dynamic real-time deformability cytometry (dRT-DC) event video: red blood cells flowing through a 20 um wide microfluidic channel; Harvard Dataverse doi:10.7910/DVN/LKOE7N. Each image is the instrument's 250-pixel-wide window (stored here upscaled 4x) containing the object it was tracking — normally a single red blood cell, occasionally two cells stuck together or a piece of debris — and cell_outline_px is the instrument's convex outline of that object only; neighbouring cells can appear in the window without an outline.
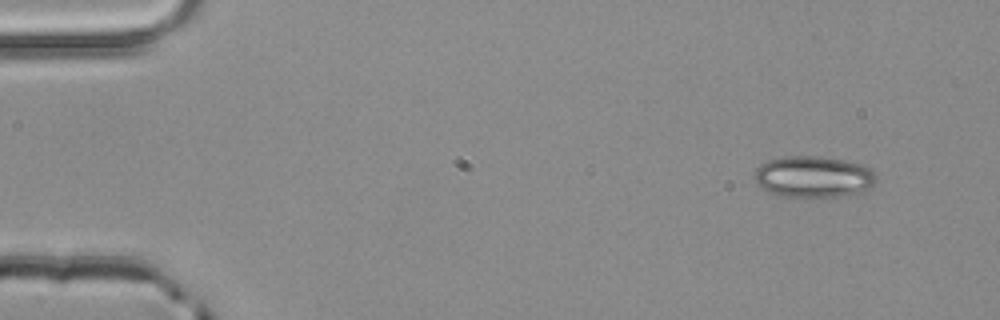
{"species": "common noctule bat (a hibernating species)", "species_latin": "Nyctalus noctula", "temperature_condition": "room temperature", "stored_images_in_passage": 3, "camera_frame_rate_fps": 3000, "um_per_image_px": 0.085, "animal": {"sex": "male", "body_mass_g": 20.4}, "frame": {"image": 1, "passage_image": 1, "time_ms": 0.0, "image_size_px": [1000, 320], "cell_outline_px": [[876, 180], [872, 188], [860, 192], [840, 196], [776, 196], [768, 192], [756, 184], [752, 176], [756, 168], [760, 164], [768, 160], [784, 156], [816, 156], [844, 160], [860, 164], [872, 168], [876, 176]], "centroid_in_image_um": [69.11, 15.02], "position_along_channel_um": 15.9, "area_um2": 29.65}}